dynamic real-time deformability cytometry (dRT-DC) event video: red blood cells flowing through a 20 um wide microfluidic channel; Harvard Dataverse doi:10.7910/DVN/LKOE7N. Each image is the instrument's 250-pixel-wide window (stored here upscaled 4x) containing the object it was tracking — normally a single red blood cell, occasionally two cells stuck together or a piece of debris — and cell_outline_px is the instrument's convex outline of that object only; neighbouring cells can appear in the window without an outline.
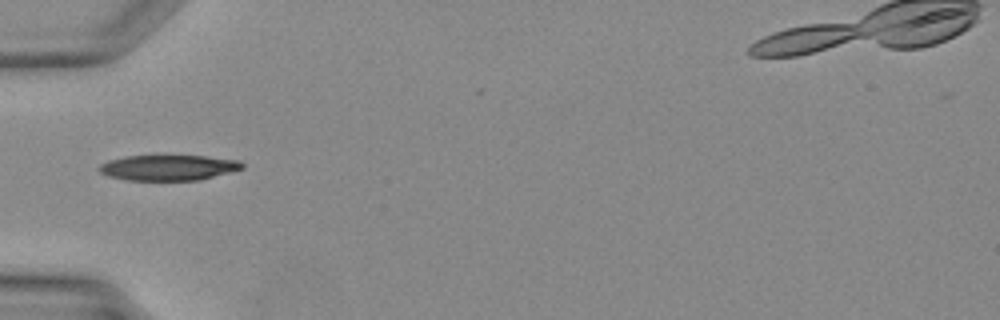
{"species": "Egyptian fruit bat (a non-hibernating species)", "species_latin": "Rousettus aegyptiacus", "temperature_condition": "warm", "stored_images_in_passage": 25, "camera_frame_rate_fps": 3000, "um_per_image_px": 0.085, "animal": {"sex": "female"}, "frame": {"image": 1, "passage_image": 1, "time_ms": 0.0, "image_size_px": [1000, 320], "cell_outline_px": [[244, 168], [232, 172], [200, 180], [128, 180], [108, 176], [100, 172], [96, 168], [100, 164], [108, 160], [128, 156], [204, 156], [240, 160], [244, 164]], "centroid_in_image_um": [14.33, 14.25], "position_along_channel_um": 70.7, "area_um2": 21.33}}
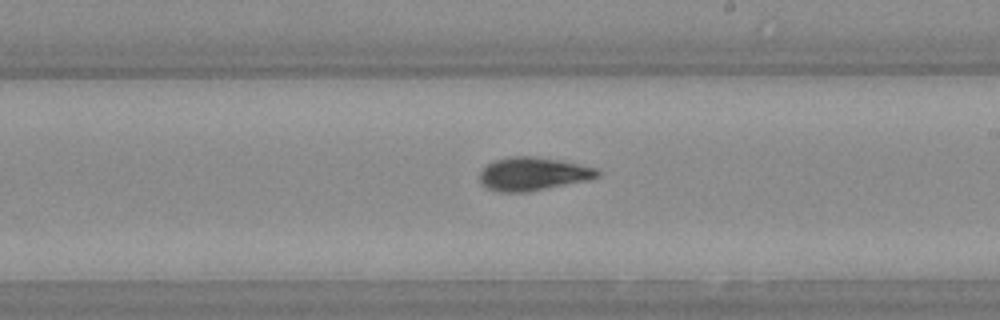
{"frame": {"image": 2, "passage_image": 11, "time_ms": 3.333, "image_size_px": [1000, 320], "cell_outline_px": [[600, 176], [592, 180], [524, 192], [504, 192], [488, 188], [480, 184], [480, 172], [488, 164], [496, 160], [512, 156], [532, 156], [556, 160], [596, 168], [600, 172]], "centroid_in_image_um": [45.32, 14.79], "position_along_channel_um": 243.7, "area_um2": 22.54}}